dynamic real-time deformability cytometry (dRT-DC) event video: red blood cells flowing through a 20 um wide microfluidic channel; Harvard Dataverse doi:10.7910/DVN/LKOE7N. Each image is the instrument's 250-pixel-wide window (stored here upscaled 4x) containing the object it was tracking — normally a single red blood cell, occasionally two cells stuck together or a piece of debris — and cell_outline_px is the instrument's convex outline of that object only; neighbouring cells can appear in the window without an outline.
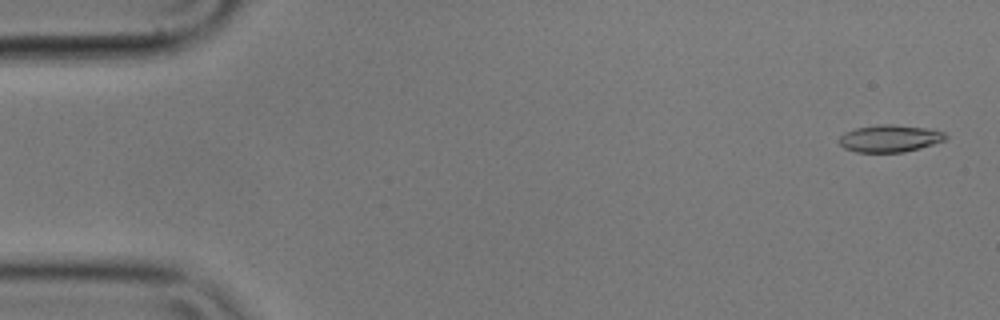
{"species": "common noctule bat (a hibernating species)", "species_latin": "Nyctalus noctula", "temperature_condition": "cold", "stored_images_in_passage": 4, "camera_frame_rate_fps": 3000, "um_per_image_px": 0.085, "animal": {"sex": "male", "body_mass_g": 17.9}, "frame": {"image": 1, "passage_image": 1, "time_ms": 0.0, "image_size_px": [1000, 320], "cell_outline_px": [[948, 136], [944, 140], [920, 148], [904, 152], [856, 152], [844, 148], [836, 140], [844, 132], [856, 128], [880, 124], [892, 124], [924, 128], [944, 132]], "centroid_in_image_um": [75.58, 11.77], "position_along_channel_um": 9.4, "area_um2": 16.82}}
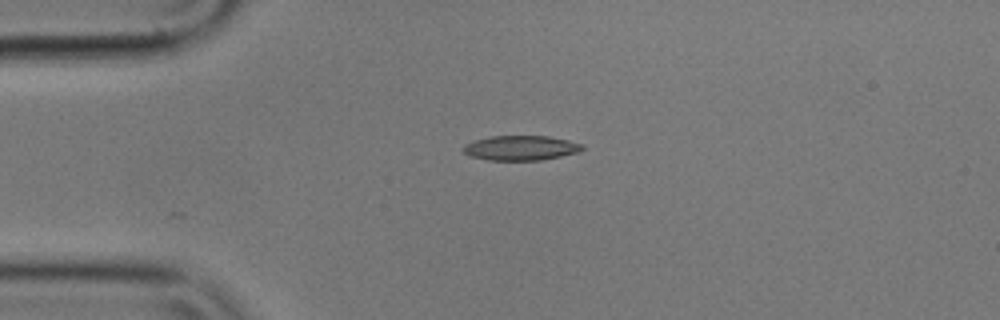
{"frame": {"image": 2, "passage_image": 4, "time_ms": 1.0, "image_size_px": [1000, 320], "cell_outline_px": [[584, 148], [576, 152], [560, 156], [540, 160], [488, 160], [472, 156], [464, 152], [460, 148], [464, 144], [488, 136], [548, 136], [568, 140], [584, 144]], "centroid_in_image_um": [44.24, 12.56], "position_along_channel_um": 40.8, "area_um2": 17.11}}